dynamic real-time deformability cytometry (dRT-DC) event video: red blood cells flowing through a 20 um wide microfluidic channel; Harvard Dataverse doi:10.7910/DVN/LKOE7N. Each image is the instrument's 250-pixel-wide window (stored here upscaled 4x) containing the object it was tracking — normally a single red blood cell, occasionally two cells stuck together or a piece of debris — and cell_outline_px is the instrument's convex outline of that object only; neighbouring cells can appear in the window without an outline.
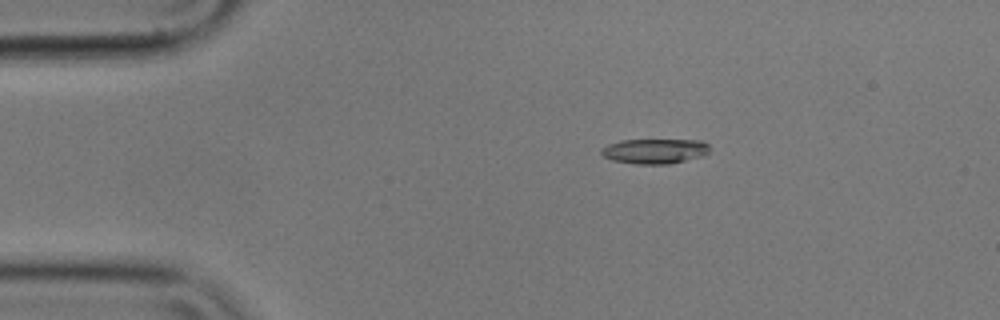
{"species": "common noctule bat (a hibernating species)", "species_latin": "Nyctalus noctula", "temperature_condition": "cold", "stored_images_in_passage": 9, "camera_frame_rate_fps": 3000, "um_per_image_px": 0.085, "animal": {"sex": "male", "body_mass_g": 17.9}, "frame": {"image": 1, "passage_image": 3, "time_ms": 0.667, "image_size_px": [1000, 320], "cell_outline_px": [[708, 152], [704, 156], [668, 164], [636, 164], [612, 160], [604, 156], [600, 152], [600, 148], [608, 144], [620, 140], [700, 140], [708, 144]], "centroid_in_image_um": [55.63, 12.84], "position_along_channel_um": 29.4, "area_um2": 15.78}}
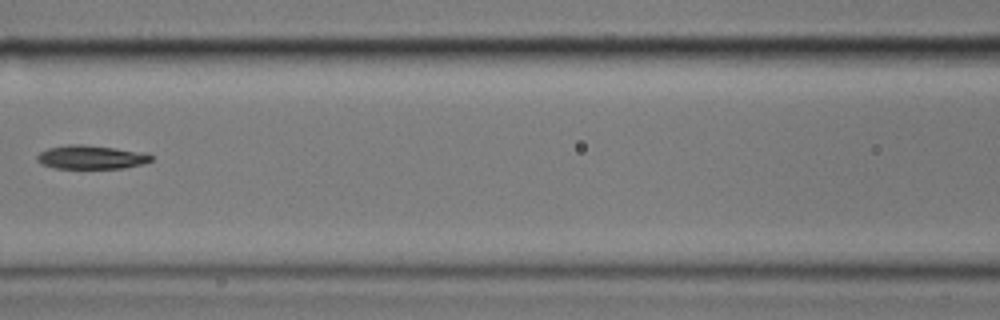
{"frame": {"image": 2, "passage_image": 7, "time_ms": 2.0, "image_size_px": [1000, 320], "cell_outline_px": [[152, 160], [144, 164], [124, 168], [56, 168], [40, 164], [36, 160], [36, 156], [40, 152], [48, 148], [68, 144], [84, 144], [148, 152], [152, 156]], "centroid_in_image_um": [7.77, 13.35], "position_along_channel_um": 158.8, "area_um2": 16.01}}
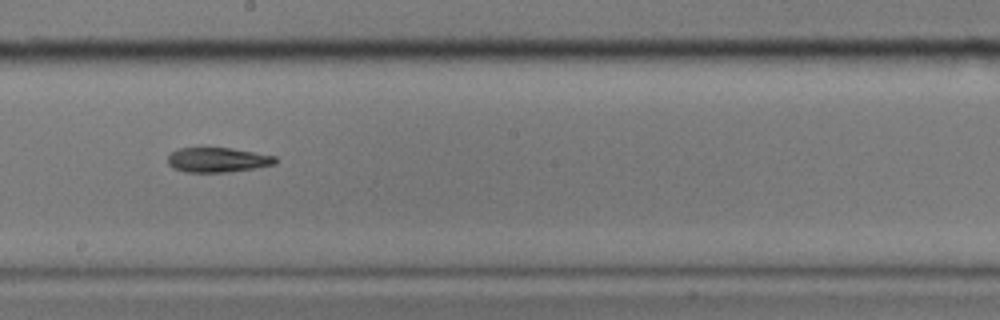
{"frame": {"image": 3, "passage_image": 9, "time_ms": 2.667, "image_size_px": [1000, 320], "cell_outline_px": [[276, 164], [256, 168], [228, 172], [184, 172], [172, 168], [168, 164], [168, 156], [172, 152], [180, 148], [232, 148], [276, 156]], "centroid_in_image_um": [18.5, 13.6], "position_along_channel_um": 229.7, "area_um2": 15.55}}